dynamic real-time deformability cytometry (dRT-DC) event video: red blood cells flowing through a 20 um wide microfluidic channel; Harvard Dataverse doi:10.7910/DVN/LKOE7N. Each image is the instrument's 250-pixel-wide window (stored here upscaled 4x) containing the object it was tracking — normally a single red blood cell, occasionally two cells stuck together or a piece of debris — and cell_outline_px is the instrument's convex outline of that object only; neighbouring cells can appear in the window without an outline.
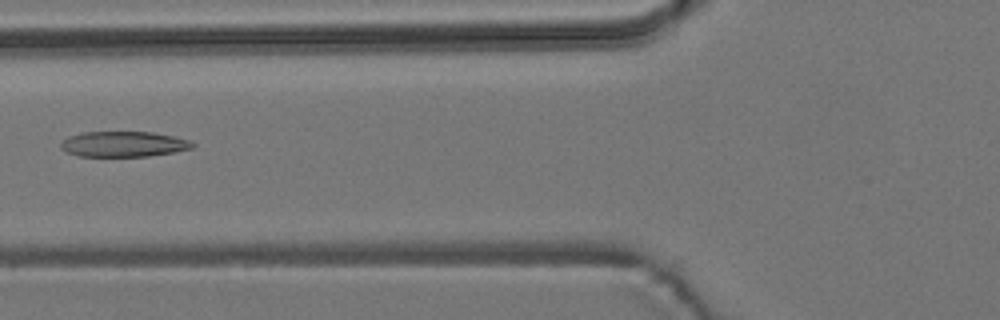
{"species": "common noctule bat (a hibernating species)", "species_latin": "Nyctalus noctula", "temperature_condition": "room temperature", "stored_images_in_passage": 6, "camera_frame_rate_fps": 3000, "um_per_image_px": 0.085, "animal": {"sex": "male", "body_mass_g": 19.2, "forearm_length_mm": 51.8}, "frame": {"image": 1, "passage_image": 6, "time_ms": 5.667, "image_size_px": [1000, 320], "cell_outline_px": [[196, 144], [192, 148], [172, 152], [148, 156], [80, 156], [68, 152], [60, 148], [60, 144], [68, 136], [80, 132], [152, 132], [172, 136], [188, 140]], "centroid_in_image_um": [10.47, 12.24], "position_along_channel_um": 115.3, "area_um2": 19.36}}